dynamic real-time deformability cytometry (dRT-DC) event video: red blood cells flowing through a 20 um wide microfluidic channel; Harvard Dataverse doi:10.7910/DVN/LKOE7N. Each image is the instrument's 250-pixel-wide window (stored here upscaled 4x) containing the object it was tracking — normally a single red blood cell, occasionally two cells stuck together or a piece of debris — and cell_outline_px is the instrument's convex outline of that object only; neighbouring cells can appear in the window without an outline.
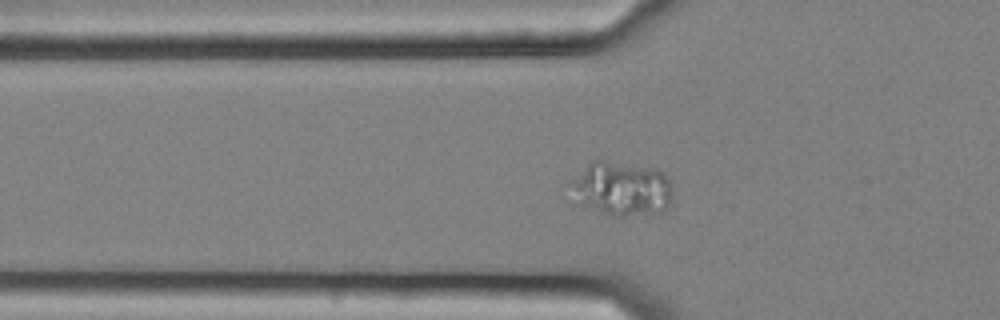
{"species": "common noctule bat (a hibernating species)", "species_latin": "Nyctalus noctula", "temperature_condition": "cold", "stored_images_in_passage": 50, "camera_frame_rate_fps": 3000, "um_per_image_px": 0.085, "animal": {"sex": "female", "body_mass_g": 25.1}, "frame": {"image": 1, "passage_image": 12, "time_ms": 3.667, "image_size_px": [1000, 320], "cell_outline_px": [[672, 196], [668, 208], [660, 212], [624, 216], [616, 216], [580, 204], [572, 184], [588, 164], [592, 160], [604, 160], [656, 168], [664, 172], [668, 176], [672, 184]], "centroid_in_image_um": [52.97, 16.02], "position_along_channel_um": 72.8, "area_um2": 31.62}}
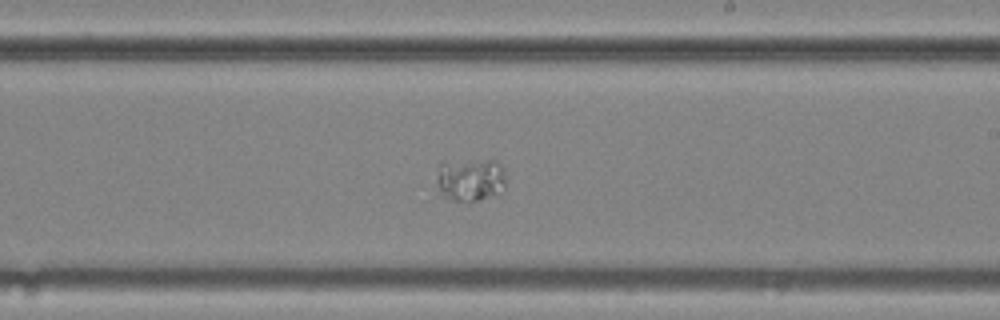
{"frame": {"image": 2, "passage_image": 27, "time_ms": 8.667, "image_size_px": [1000, 320], "cell_outline_px": [[504, 188], [496, 192], [476, 200], [424, 200], [440, 160], [496, 160], [504, 168]], "centroid_in_image_um": [39.6, 15.3], "position_along_channel_um": 249.4, "area_um2": 19.42}}
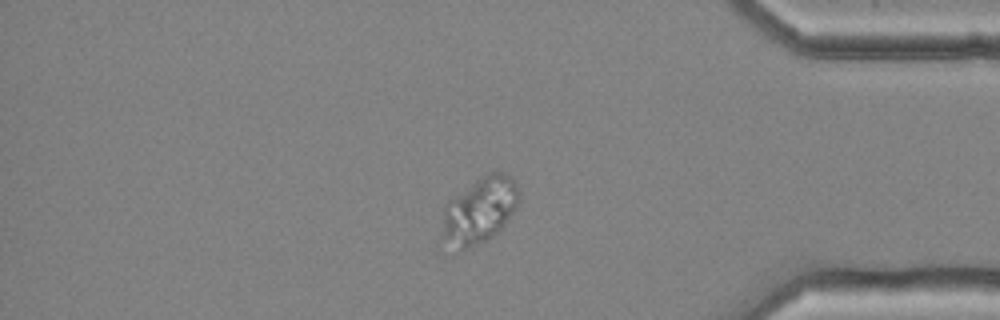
{"frame": {"image": 3, "passage_image": 41, "time_ms": 13.333, "image_size_px": [1000, 320], "cell_outline_px": [[520, 200], [516, 208], [504, 224], [492, 236], [460, 252], [444, 236], [444, 204], [448, 200], [476, 180], [488, 172], [504, 172], [516, 184], [520, 192]], "centroid_in_image_um": [40.8, 17.83], "position_along_channel_um": 394.4, "area_um2": 28.9}}